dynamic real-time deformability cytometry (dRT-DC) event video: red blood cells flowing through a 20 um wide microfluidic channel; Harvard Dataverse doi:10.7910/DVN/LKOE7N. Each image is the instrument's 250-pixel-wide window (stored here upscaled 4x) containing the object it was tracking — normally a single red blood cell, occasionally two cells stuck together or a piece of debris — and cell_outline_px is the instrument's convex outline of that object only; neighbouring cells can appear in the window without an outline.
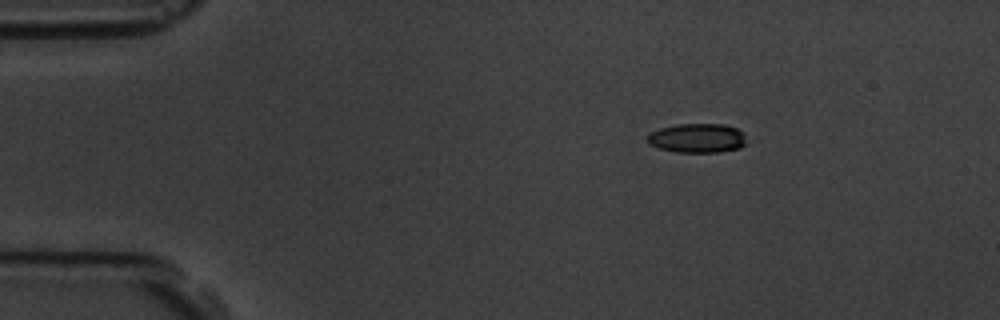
{"species": "common noctule bat (a hibernating species)", "species_latin": "Nyctalus noctula", "temperature_condition": "room temperature", "stored_images_in_passage": 13, "camera_frame_rate_fps": 3000, "um_per_image_px": 0.085, "animal": {"sex": "male", "body_mass_g": 19.5, "forearm_length_mm": 54.6}, "frame": {"image": 1, "passage_image": 1, "time_ms": 0.0, "image_size_px": [1000, 320], "cell_outline_px": [[744, 144], [740, 148], [720, 152], [676, 152], [660, 148], [648, 144], [648, 136], [652, 132], [660, 128], [676, 124], [724, 124], [736, 128], [744, 132]], "centroid_in_image_um": [59.28, 11.74], "position_along_channel_um": 25.7, "area_um2": 16.82}}
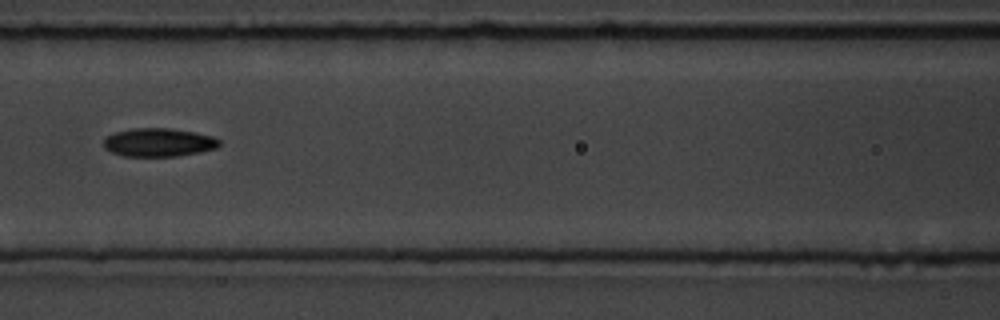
{"frame": {"image": 2, "passage_image": 5, "time_ms": 5.333, "image_size_px": [1000, 320], "cell_outline_px": [[220, 144], [216, 148], [200, 152], [176, 156], [124, 156], [112, 152], [104, 148], [104, 140], [108, 136], [116, 132], [132, 128], [168, 128], [192, 132], [212, 136], [220, 140]], "centroid_in_image_um": [13.48, 12.1], "position_along_channel_um": 153.1, "area_um2": 18.96}}
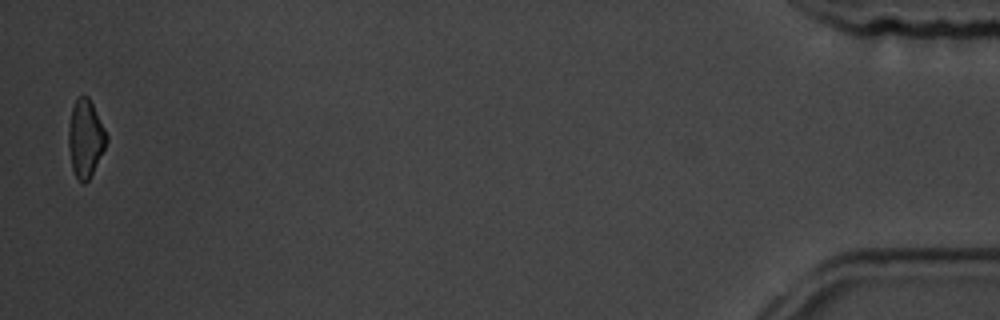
{"frame": {"image": 3, "passage_image": 13, "time_ms": 15.333, "image_size_px": [1000, 320], "cell_outline_px": [[108, 140], [88, 180], [84, 184], [76, 176], [72, 168], [68, 144], [68, 124], [72, 108], [76, 100], [80, 96], [88, 96], [108, 136]], "centroid_in_image_um": [7.24, 11.75], "position_along_channel_um": 428.0, "area_um2": 16.76}, "authors_computed_cell_mechanics": {"area_um2": 18.1492, "velocity_mm_per_s": 3.6798, "shape_relaxation_time_tau1_ms": 6.1598, "shape_relaxation_time_tau2_ms": 6.4451, "deformation_change_tau1": 0.1006, "deformation_change_tau2": 0.1278}}